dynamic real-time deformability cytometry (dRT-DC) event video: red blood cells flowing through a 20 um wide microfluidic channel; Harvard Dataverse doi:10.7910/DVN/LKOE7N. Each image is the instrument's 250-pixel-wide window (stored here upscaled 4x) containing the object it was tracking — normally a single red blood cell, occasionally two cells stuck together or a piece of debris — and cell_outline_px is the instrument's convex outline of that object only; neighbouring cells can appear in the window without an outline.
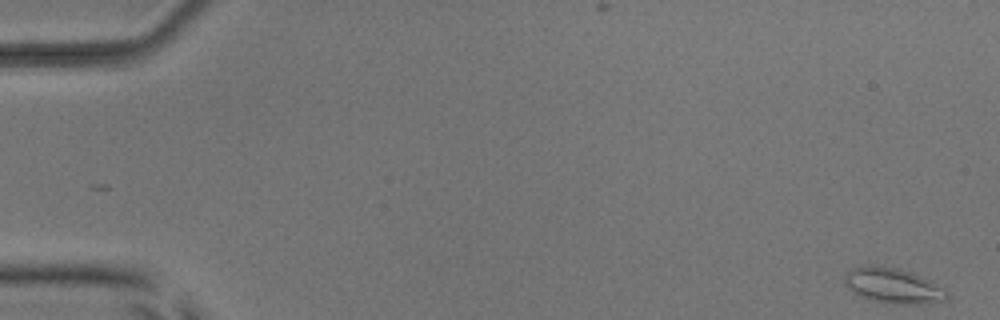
{"species": "common noctule bat (a hibernating species)", "species_latin": "Nyctalus noctula", "temperature_condition": "room temperature", "stored_images_in_passage": 53, "camera_frame_rate_fps": 3000, "um_per_image_px": 0.085, "animal": {"sex": "male", "body_mass_g": 17.9, "forearm_length_mm": 54.2}, "frame": {"image": 1, "passage_image": 1, "time_ms": 0.0, "image_size_px": [1000, 320], "cell_outline_px": [[948, 300], [912, 304], [888, 304], [872, 300], [860, 296], [852, 292], [848, 288], [844, 280], [844, 276], [852, 268], [864, 264], [868, 264], [896, 268], [924, 276], [944, 284], [948, 292]], "centroid_in_image_um": [75.97, 24.27], "position_along_channel_um": 9.0, "area_um2": 21.56}}
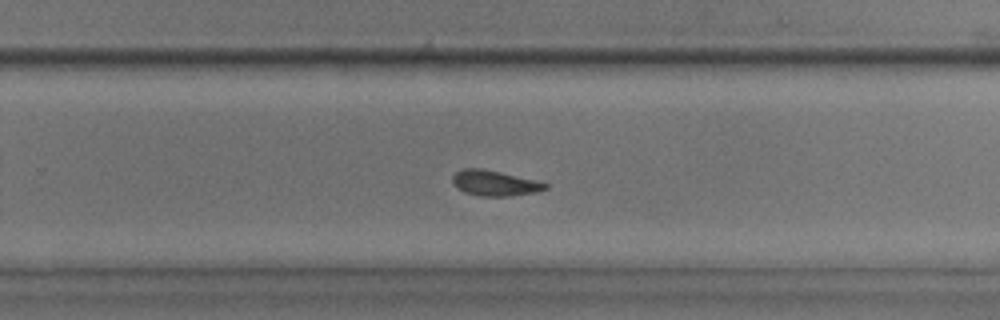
{"frame": {"image": 2, "passage_image": 35, "time_ms": 11.333, "image_size_px": [1000, 320], "cell_outline_px": [[548, 188], [536, 192], [508, 196], [480, 196], [464, 192], [456, 188], [452, 180], [452, 176], [460, 168], [480, 168], [500, 172], [536, 180], [548, 184]], "centroid_in_image_um": [42.02, 15.56], "position_along_channel_um": 287.8, "area_um2": 13.76}}
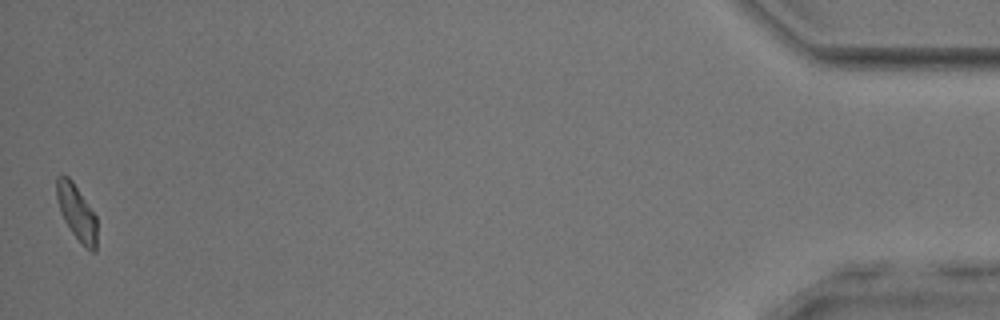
{"frame": {"image": 3, "passage_image": 53, "time_ms": 17.333, "image_size_px": [1000, 320], "cell_outline_px": [[96, 252], [92, 252], [84, 248], [72, 232], [64, 220], [60, 212], [56, 200], [56, 176], [60, 172], [68, 176], [72, 180], [96, 216]], "centroid_in_image_um": [6.49, 18.03], "position_along_channel_um": 428.7, "area_um2": 13.24}, "authors_computed_cell_mechanics": {"area_um2": 14.3344, "velocity_mm_per_s": 3.8587, "shape_relaxation_time_tau1_ms": null, "shape_relaxation_time_tau2_ms": 3.3269, "deformation_change_tau1": null, "deformation_change_tau2": 0.0904}}